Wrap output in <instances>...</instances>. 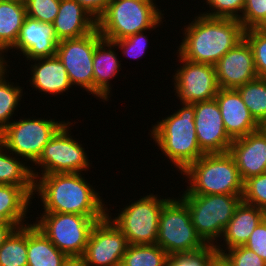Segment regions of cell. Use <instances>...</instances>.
<instances>
[{
    "mask_svg": "<svg viewBox=\"0 0 266 266\" xmlns=\"http://www.w3.org/2000/svg\"><path fill=\"white\" fill-rule=\"evenodd\" d=\"M82 175L52 173L37 176L33 199L40 198L42 213L80 214L92 219H104L109 205L105 204L102 192L93 187L94 183L91 184Z\"/></svg>",
    "mask_w": 266,
    "mask_h": 266,
    "instance_id": "cell-1",
    "label": "cell"
},
{
    "mask_svg": "<svg viewBox=\"0 0 266 266\" xmlns=\"http://www.w3.org/2000/svg\"><path fill=\"white\" fill-rule=\"evenodd\" d=\"M194 15L192 21L183 26L182 42L174 50L188 61L215 65L244 39L245 30L238 19Z\"/></svg>",
    "mask_w": 266,
    "mask_h": 266,
    "instance_id": "cell-2",
    "label": "cell"
},
{
    "mask_svg": "<svg viewBox=\"0 0 266 266\" xmlns=\"http://www.w3.org/2000/svg\"><path fill=\"white\" fill-rule=\"evenodd\" d=\"M174 113L157 120L148 132L150 140L164 155V160L180 174L204 155L201 151L194 124L195 111L192 104L180 103ZM182 106V107H180ZM167 158V159H166Z\"/></svg>",
    "mask_w": 266,
    "mask_h": 266,
    "instance_id": "cell-3",
    "label": "cell"
},
{
    "mask_svg": "<svg viewBox=\"0 0 266 266\" xmlns=\"http://www.w3.org/2000/svg\"><path fill=\"white\" fill-rule=\"evenodd\" d=\"M181 176L188 185L181 195L243 194V181L229 152L204 154L189 165Z\"/></svg>",
    "mask_w": 266,
    "mask_h": 266,
    "instance_id": "cell-4",
    "label": "cell"
},
{
    "mask_svg": "<svg viewBox=\"0 0 266 266\" xmlns=\"http://www.w3.org/2000/svg\"><path fill=\"white\" fill-rule=\"evenodd\" d=\"M161 7L154 0L111 1L97 20V29L108 41L124 39L144 31L151 33L155 29L159 30L166 21Z\"/></svg>",
    "mask_w": 266,
    "mask_h": 266,
    "instance_id": "cell-5",
    "label": "cell"
},
{
    "mask_svg": "<svg viewBox=\"0 0 266 266\" xmlns=\"http://www.w3.org/2000/svg\"><path fill=\"white\" fill-rule=\"evenodd\" d=\"M163 197L164 194L162 196L153 192L143 194L134 202L130 200L131 203L122 204L123 208L119 209L115 217L109 211H113V208L107 207V217L126 236L128 244H156L160 213L164 204L171 198Z\"/></svg>",
    "mask_w": 266,
    "mask_h": 266,
    "instance_id": "cell-6",
    "label": "cell"
},
{
    "mask_svg": "<svg viewBox=\"0 0 266 266\" xmlns=\"http://www.w3.org/2000/svg\"><path fill=\"white\" fill-rule=\"evenodd\" d=\"M75 123L68 119L44 146L39 158L31 165L34 179L52 173H86L92 167L85 144L71 135Z\"/></svg>",
    "mask_w": 266,
    "mask_h": 266,
    "instance_id": "cell-7",
    "label": "cell"
},
{
    "mask_svg": "<svg viewBox=\"0 0 266 266\" xmlns=\"http://www.w3.org/2000/svg\"><path fill=\"white\" fill-rule=\"evenodd\" d=\"M187 204L196 233L206 245H216L242 195H180Z\"/></svg>",
    "mask_w": 266,
    "mask_h": 266,
    "instance_id": "cell-8",
    "label": "cell"
},
{
    "mask_svg": "<svg viewBox=\"0 0 266 266\" xmlns=\"http://www.w3.org/2000/svg\"><path fill=\"white\" fill-rule=\"evenodd\" d=\"M49 118L44 115L43 119L34 116L14 119L0 132V143L8 151L24 159L28 165H32L44 146L67 122L62 119L57 121L56 117Z\"/></svg>",
    "mask_w": 266,
    "mask_h": 266,
    "instance_id": "cell-9",
    "label": "cell"
},
{
    "mask_svg": "<svg viewBox=\"0 0 266 266\" xmlns=\"http://www.w3.org/2000/svg\"><path fill=\"white\" fill-rule=\"evenodd\" d=\"M170 256L200 250L206 246L191 222L187 204L180 197H172L164 204L156 240Z\"/></svg>",
    "mask_w": 266,
    "mask_h": 266,
    "instance_id": "cell-10",
    "label": "cell"
},
{
    "mask_svg": "<svg viewBox=\"0 0 266 266\" xmlns=\"http://www.w3.org/2000/svg\"><path fill=\"white\" fill-rule=\"evenodd\" d=\"M39 216V217H38ZM33 224L63 253L70 257H82L91 230L96 222L80 214L41 213Z\"/></svg>",
    "mask_w": 266,
    "mask_h": 266,
    "instance_id": "cell-11",
    "label": "cell"
},
{
    "mask_svg": "<svg viewBox=\"0 0 266 266\" xmlns=\"http://www.w3.org/2000/svg\"><path fill=\"white\" fill-rule=\"evenodd\" d=\"M103 39L98 29L79 38L61 40L56 56L63 63L71 85L94 96L93 55Z\"/></svg>",
    "mask_w": 266,
    "mask_h": 266,
    "instance_id": "cell-12",
    "label": "cell"
},
{
    "mask_svg": "<svg viewBox=\"0 0 266 266\" xmlns=\"http://www.w3.org/2000/svg\"><path fill=\"white\" fill-rule=\"evenodd\" d=\"M176 55L180 65L175 64L178 67L171 75L176 99L184 104L214 99L220 89L214 65L188 61L177 52Z\"/></svg>",
    "mask_w": 266,
    "mask_h": 266,
    "instance_id": "cell-13",
    "label": "cell"
},
{
    "mask_svg": "<svg viewBox=\"0 0 266 266\" xmlns=\"http://www.w3.org/2000/svg\"><path fill=\"white\" fill-rule=\"evenodd\" d=\"M128 242L106 216L93 226L82 256L86 266H120Z\"/></svg>",
    "mask_w": 266,
    "mask_h": 266,
    "instance_id": "cell-14",
    "label": "cell"
},
{
    "mask_svg": "<svg viewBox=\"0 0 266 266\" xmlns=\"http://www.w3.org/2000/svg\"><path fill=\"white\" fill-rule=\"evenodd\" d=\"M195 131L204 154L229 152L233 140L225 131L224 122L216 99L195 102Z\"/></svg>",
    "mask_w": 266,
    "mask_h": 266,
    "instance_id": "cell-15",
    "label": "cell"
},
{
    "mask_svg": "<svg viewBox=\"0 0 266 266\" xmlns=\"http://www.w3.org/2000/svg\"><path fill=\"white\" fill-rule=\"evenodd\" d=\"M59 40L55 34L54 26L36 19L25 17L15 45L8 51L15 52L25 59V62L52 57L56 55ZM12 52V53H11Z\"/></svg>",
    "mask_w": 266,
    "mask_h": 266,
    "instance_id": "cell-16",
    "label": "cell"
},
{
    "mask_svg": "<svg viewBox=\"0 0 266 266\" xmlns=\"http://www.w3.org/2000/svg\"><path fill=\"white\" fill-rule=\"evenodd\" d=\"M214 67L218 85L222 89H236L258 78L253 52L245 39L226 52Z\"/></svg>",
    "mask_w": 266,
    "mask_h": 266,
    "instance_id": "cell-17",
    "label": "cell"
},
{
    "mask_svg": "<svg viewBox=\"0 0 266 266\" xmlns=\"http://www.w3.org/2000/svg\"><path fill=\"white\" fill-rule=\"evenodd\" d=\"M32 61V62H31ZM33 64H31V63ZM28 65L31 77L29 78V84H31L33 91H38L41 95H62L72 89V85L67 74L66 68L63 63L58 59V57H45L37 58L28 61L25 65ZM44 92V93H42ZM47 94V95H46Z\"/></svg>",
    "mask_w": 266,
    "mask_h": 266,
    "instance_id": "cell-18",
    "label": "cell"
},
{
    "mask_svg": "<svg viewBox=\"0 0 266 266\" xmlns=\"http://www.w3.org/2000/svg\"><path fill=\"white\" fill-rule=\"evenodd\" d=\"M229 153L236 162L243 182L266 172V136L260 129L234 139Z\"/></svg>",
    "mask_w": 266,
    "mask_h": 266,
    "instance_id": "cell-19",
    "label": "cell"
},
{
    "mask_svg": "<svg viewBox=\"0 0 266 266\" xmlns=\"http://www.w3.org/2000/svg\"><path fill=\"white\" fill-rule=\"evenodd\" d=\"M215 99L220 108L225 131L232 140L259 130V124L251 116L236 89L220 88Z\"/></svg>",
    "mask_w": 266,
    "mask_h": 266,
    "instance_id": "cell-20",
    "label": "cell"
},
{
    "mask_svg": "<svg viewBox=\"0 0 266 266\" xmlns=\"http://www.w3.org/2000/svg\"><path fill=\"white\" fill-rule=\"evenodd\" d=\"M117 50L119 51L113 42L105 39H102L95 47L93 55L94 97L99 101L109 102L110 97L113 96L111 81L118 76L120 70L122 71V60H119Z\"/></svg>",
    "mask_w": 266,
    "mask_h": 266,
    "instance_id": "cell-21",
    "label": "cell"
},
{
    "mask_svg": "<svg viewBox=\"0 0 266 266\" xmlns=\"http://www.w3.org/2000/svg\"><path fill=\"white\" fill-rule=\"evenodd\" d=\"M264 218V210L242 200L225 226L219 242L215 245L217 252L222 253L233 247L244 246L253 230Z\"/></svg>",
    "mask_w": 266,
    "mask_h": 266,
    "instance_id": "cell-22",
    "label": "cell"
},
{
    "mask_svg": "<svg viewBox=\"0 0 266 266\" xmlns=\"http://www.w3.org/2000/svg\"><path fill=\"white\" fill-rule=\"evenodd\" d=\"M52 24L59 41L79 38L97 29V21L75 0H60Z\"/></svg>",
    "mask_w": 266,
    "mask_h": 266,
    "instance_id": "cell-23",
    "label": "cell"
},
{
    "mask_svg": "<svg viewBox=\"0 0 266 266\" xmlns=\"http://www.w3.org/2000/svg\"><path fill=\"white\" fill-rule=\"evenodd\" d=\"M67 257L33 223L27 225V266H62Z\"/></svg>",
    "mask_w": 266,
    "mask_h": 266,
    "instance_id": "cell-24",
    "label": "cell"
},
{
    "mask_svg": "<svg viewBox=\"0 0 266 266\" xmlns=\"http://www.w3.org/2000/svg\"><path fill=\"white\" fill-rule=\"evenodd\" d=\"M32 201L33 197L23 187L0 184V213L17 228L32 223L27 220L30 218L28 212L33 208L31 204L35 203Z\"/></svg>",
    "mask_w": 266,
    "mask_h": 266,
    "instance_id": "cell-25",
    "label": "cell"
},
{
    "mask_svg": "<svg viewBox=\"0 0 266 266\" xmlns=\"http://www.w3.org/2000/svg\"><path fill=\"white\" fill-rule=\"evenodd\" d=\"M27 164L0 143V184L23 187L33 197L35 179Z\"/></svg>",
    "mask_w": 266,
    "mask_h": 266,
    "instance_id": "cell-26",
    "label": "cell"
},
{
    "mask_svg": "<svg viewBox=\"0 0 266 266\" xmlns=\"http://www.w3.org/2000/svg\"><path fill=\"white\" fill-rule=\"evenodd\" d=\"M25 17V3L0 0V49L7 54L18 39Z\"/></svg>",
    "mask_w": 266,
    "mask_h": 266,
    "instance_id": "cell-27",
    "label": "cell"
},
{
    "mask_svg": "<svg viewBox=\"0 0 266 266\" xmlns=\"http://www.w3.org/2000/svg\"><path fill=\"white\" fill-rule=\"evenodd\" d=\"M11 70L0 78V132L14 120L13 117L17 116L14 114L18 112L17 108H20V102L26 94L24 86L21 87L19 82L14 84V81L11 82L13 79L8 80Z\"/></svg>",
    "mask_w": 266,
    "mask_h": 266,
    "instance_id": "cell-28",
    "label": "cell"
},
{
    "mask_svg": "<svg viewBox=\"0 0 266 266\" xmlns=\"http://www.w3.org/2000/svg\"><path fill=\"white\" fill-rule=\"evenodd\" d=\"M27 225L16 228L0 248V266H27Z\"/></svg>",
    "mask_w": 266,
    "mask_h": 266,
    "instance_id": "cell-29",
    "label": "cell"
},
{
    "mask_svg": "<svg viewBox=\"0 0 266 266\" xmlns=\"http://www.w3.org/2000/svg\"><path fill=\"white\" fill-rule=\"evenodd\" d=\"M251 116L260 125L266 120V78H256L236 88Z\"/></svg>",
    "mask_w": 266,
    "mask_h": 266,
    "instance_id": "cell-30",
    "label": "cell"
},
{
    "mask_svg": "<svg viewBox=\"0 0 266 266\" xmlns=\"http://www.w3.org/2000/svg\"><path fill=\"white\" fill-rule=\"evenodd\" d=\"M168 256L158 244H129L120 266H165Z\"/></svg>",
    "mask_w": 266,
    "mask_h": 266,
    "instance_id": "cell-31",
    "label": "cell"
},
{
    "mask_svg": "<svg viewBox=\"0 0 266 266\" xmlns=\"http://www.w3.org/2000/svg\"><path fill=\"white\" fill-rule=\"evenodd\" d=\"M244 39L252 49L258 77L266 78V31L262 28L245 30Z\"/></svg>",
    "mask_w": 266,
    "mask_h": 266,
    "instance_id": "cell-32",
    "label": "cell"
},
{
    "mask_svg": "<svg viewBox=\"0 0 266 266\" xmlns=\"http://www.w3.org/2000/svg\"><path fill=\"white\" fill-rule=\"evenodd\" d=\"M209 10L199 14L212 18L240 19L245 6V0H203Z\"/></svg>",
    "mask_w": 266,
    "mask_h": 266,
    "instance_id": "cell-33",
    "label": "cell"
},
{
    "mask_svg": "<svg viewBox=\"0 0 266 266\" xmlns=\"http://www.w3.org/2000/svg\"><path fill=\"white\" fill-rule=\"evenodd\" d=\"M242 200L266 211V172L243 182Z\"/></svg>",
    "mask_w": 266,
    "mask_h": 266,
    "instance_id": "cell-34",
    "label": "cell"
},
{
    "mask_svg": "<svg viewBox=\"0 0 266 266\" xmlns=\"http://www.w3.org/2000/svg\"><path fill=\"white\" fill-rule=\"evenodd\" d=\"M216 253L214 245H206L200 250L168 256L165 266H207Z\"/></svg>",
    "mask_w": 266,
    "mask_h": 266,
    "instance_id": "cell-35",
    "label": "cell"
},
{
    "mask_svg": "<svg viewBox=\"0 0 266 266\" xmlns=\"http://www.w3.org/2000/svg\"><path fill=\"white\" fill-rule=\"evenodd\" d=\"M26 16L45 23H53L60 0H25Z\"/></svg>",
    "mask_w": 266,
    "mask_h": 266,
    "instance_id": "cell-36",
    "label": "cell"
},
{
    "mask_svg": "<svg viewBox=\"0 0 266 266\" xmlns=\"http://www.w3.org/2000/svg\"><path fill=\"white\" fill-rule=\"evenodd\" d=\"M239 21L244 30L263 28L266 24V0H245L243 13Z\"/></svg>",
    "mask_w": 266,
    "mask_h": 266,
    "instance_id": "cell-37",
    "label": "cell"
},
{
    "mask_svg": "<svg viewBox=\"0 0 266 266\" xmlns=\"http://www.w3.org/2000/svg\"><path fill=\"white\" fill-rule=\"evenodd\" d=\"M147 31L139 32L124 39H119L113 42L118 49L121 50V54L133 60L143 59V55L148 49L149 39Z\"/></svg>",
    "mask_w": 266,
    "mask_h": 266,
    "instance_id": "cell-38",
    "label": "cell"
},
{
    "mask_svg": "<svg viewBox=\"0 0 266 266\" xmlns=\"http://www.w3.org/2000/svg\"><path fill=\"white\" fill-rule=\"evenodd\" d=\"M222 254L231 266H266V262L259 255L245 246L227 249Z\"/></svg>",
    "mask_w": 266,
    "mask_h": 266,
    "instance_id": "cell-39",
    "label": "cell"
},
{
    "mask_svg": "<svg viewBox=\"0 0 266 266\" xmlns=\"http://www.w3.org/2000/svg\"><path fill=\"white\" fill-rule=\"evenodd\" d=\"M254 251L266 262V219L253 230L251 236L244 245Z\"/></svg>",
    "mask_w": 266,
    "mask_h": 266,
    "instance_id": "cell-40",
    "label": "cell"
},
{
    "mask_svg": "<svg viewBox=\"0 0 266 266\" xmlns=\"http://www.w3.org/2000/svg\"><path fill=\"white\" fill-rule=\"evenodd\" d=\"M97 21L112 0H75Z\"/></svg>",
    "mask_w": 266,
    "mask_h": 266,
    "instance_id": "cell-41",
    "label": "cell"
},
{
    "mask_svg": "<svg viewBox=\"0 0 266 266\" xmlns=\"http://www.w3.org/2000/svg\"><path fill=\"white\" fill-rule=\"evenodd\" d=\"M207 266H231L222 253H216L208 262Z\"/></svg>",
    "mask_w": 266,
    "mask_h": 266,
    "instance_id": "cell-42",
    "label": "cell"
},
{
    "mask_svg": "<svg viewBox=\"0 0 266 266\" xmlns=\"http://www.w3.org/2000/svg\"><path fill=\"white\" fill-rule=\"evenodd\" d=\"M7 57V52L0 49V78L5 75L11 68L9 63L12 61H9L10 59H8Z\"/></svg>",
    "mask_w": 266,
    "mask_h": 266,
    "instance_id": "cell-43",
    "label": "cell"
},
{
    "mask_svg": "<svg viewBox=\"0 0 266 266\" xmlns=\"http://www.w3.org/2000/svg\"><path fill=\"white\" fill-rule=\"evenodd\" d=\"M16 228L15 225H0V248Z\"/></svg>",
    "mask_w": 266,
    "mask_h": 266,
    "instance_id": "cell-44",
    "label": "cell"
},
{
    "mask_svg": "<svg viewBox=\"0 0 266 266\" xmlns=\"http://www.w3.org/2000/svg\"><path fill=\"white\" fill-rule=\"evenodd\" d=\"M62 266H86L82 257L68 256Z\"/></svg>",
    "mask_w": 266,
    "mask_h": 266,
    "instance_id": "cell-45",
    "label": "cell"
},
{
    "mask_svg": "<svg viewBox=\"0 0 266 266\" xmlns=\"http://www.w3.org/2000/svg\"><path fill=\"white\" fill-rule=\"evenodd\" d=\"M0 225H14L2 213H0Z\"/></svg>",
    "mask_w": 266,
    "mask_h": 266,
    "instance_id": "cell-46",
    "label": "cell"
},
{
    "mask_svg": "<svg viewBox=\"0 0 266 266\" xmlns=\"http://www.w3.org/2000/svg\"><path fill=\"white\" fill-rule=\"evenodd\" d=\"M259 129L263 132V134L266 136V120H264L260 125Z\"/></svg>",
    "mask_w": 266,
    "mask_h": 266,
    "instance_id": "cell-47",
    "label": "cell"
},
{
    "mask_svg": "<svg viewBox=\"0 0 266 266\" xmlns=\"http://www.w3.org/2000/svg\"><path fill=\"white\" fill-rule=\"evenodd\" d=\"M14 1H19V2H22V3H24V2H25V0H14Z\"/></svg>",
    "mask_w": 266,
    "mask_h": 266,
    "instance_id": "cell-48",
    "label": "cell"
},
{
    "mask_svg": "<svg viewBox=\"0 0 266 266\" xmlns=\"http://www.w3.org/2000/svg\"><path fill=\"white\" fill-rule=\"evenodd\" d=\"M262 29H264L265 31H266V24L263 26V28Z\"/></svg>",
    "mask_w": 266,
    "mask_h": 266,
    "instance_id": "cell-49",
    "label": "cell"
}]
</instances>
